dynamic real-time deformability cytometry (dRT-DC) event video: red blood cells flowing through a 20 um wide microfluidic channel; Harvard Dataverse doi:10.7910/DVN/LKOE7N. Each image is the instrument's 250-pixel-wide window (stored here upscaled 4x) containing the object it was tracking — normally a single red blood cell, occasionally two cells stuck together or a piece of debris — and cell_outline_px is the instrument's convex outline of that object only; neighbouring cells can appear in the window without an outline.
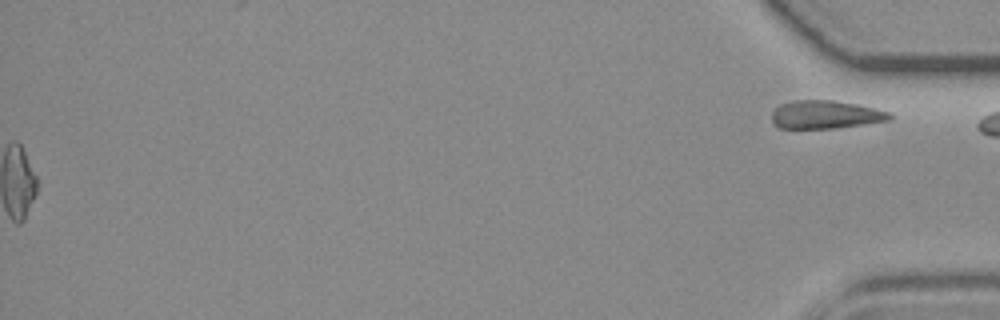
{"species": "common noctule bat (a hibernating species)", "species_latin": "Nyctalus noctula", "temperature_condition": "room temperature", "stored_images_in_passage": 55, "segment_of_instrument_passage": [2, 2], "camera_frame_rate_fps": 3000, "um_per_image_px": 0.085, "animal": {"sex": "female", "body_mass_g": 19.3, "forearm_length_mm": 54.1}, "frame": {"image": 1, "passage_image": 55, "time_ms": 18.0, "image_size_px": [1000, 320], "cell_outline_px": [[896, 116], [892, 120], [836, 128], [776, 128], [772, 124], [772, 112], [780, 104], [792, 100], [832, 100], [856, 104], [892, 112]], "centroid_in_image_um": [70.2, 9.74], "position_along_channel_um": 365.0, "area_um2": 19.65}}